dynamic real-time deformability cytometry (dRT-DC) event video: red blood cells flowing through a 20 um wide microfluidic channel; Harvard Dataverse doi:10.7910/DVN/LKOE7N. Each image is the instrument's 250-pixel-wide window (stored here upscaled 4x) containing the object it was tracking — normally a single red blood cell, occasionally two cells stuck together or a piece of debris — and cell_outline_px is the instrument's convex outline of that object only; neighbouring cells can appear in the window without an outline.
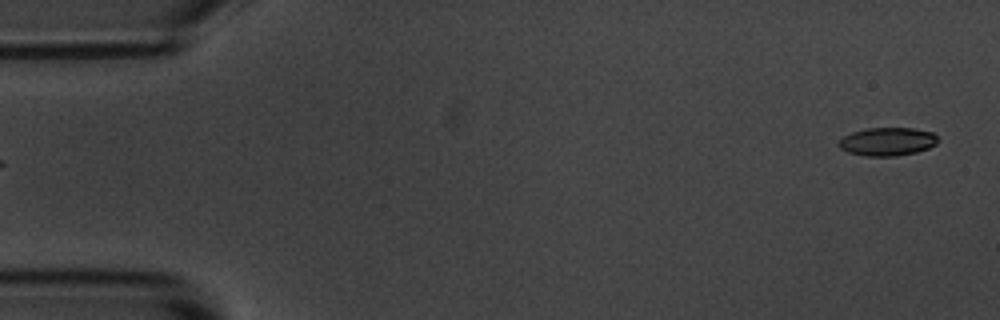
{"species": "common noctule bat (a hibernating species)", "species_latin": "Nyctalus noctula", "temperature_condition": "room temperature", "stored_images_in_passage": 6, "segment_of_instrument_passage": [2, 2], "camera_frame_rate_fps": 3000, "um_per_image_px": 0.085, "animal": {"sex": "male", "body_mass_g": 20.1, "forearm_length_mm": 53.5}, "frame": {"image": 1, "passage_image": 6, "time_ms": 1.667, "image_size_px": [1000, 320], "cell_outline_px": [[936, 144], [928, 148], [916, 152], [896, 156], [864, 156], [848, 152], [840, 148], [836, 144], [844, 136], [852, 132], [868, 128], [912, 128], [932, 132], [936, 136]], "centroid_in_image_um": [75.39, 12.04], "position_along_channel_um": 9.6, "area_um2": 16.24}}